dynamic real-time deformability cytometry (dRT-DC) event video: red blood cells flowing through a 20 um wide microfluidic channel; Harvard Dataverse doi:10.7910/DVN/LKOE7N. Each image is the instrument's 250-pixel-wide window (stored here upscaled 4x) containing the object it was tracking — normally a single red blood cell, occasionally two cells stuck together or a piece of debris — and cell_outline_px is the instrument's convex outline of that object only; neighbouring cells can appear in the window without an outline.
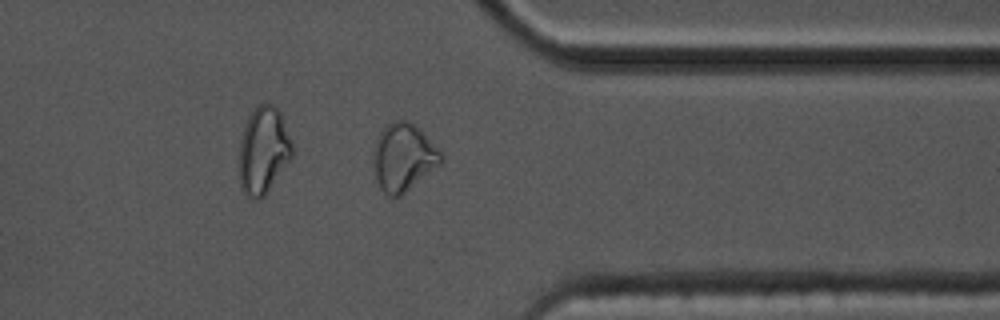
{"species": "common noctule bat (a hibernating species)", "species_latin": "Nyctalus noctula", "temperature_condition": "cold", "stored_images_in_passage": 57, "camera_frame_rate_fps": 3000, "um_per_image_px": 0.085, "animal": {"sex": "male", "body_mass_g": 17.5, "forearm_length_mm": 52.3}, "frame": {"image": 1, "passage_image": 47, "time_ms": 15.333, "image_size_px": [1000, 320], "cell_outline_px": [[444, 156], [440, 164], [400, 196], [388, 196], [380, 188], [376, 180], [372, 152], [376, 140], [380, 132], [388, 124], [396, 120], [408, 120], [420, 128]], "centroid_in_image_um": [34.27, 13.35], "position_along_channel_um": 377.1, "area_um2": 26.47}}